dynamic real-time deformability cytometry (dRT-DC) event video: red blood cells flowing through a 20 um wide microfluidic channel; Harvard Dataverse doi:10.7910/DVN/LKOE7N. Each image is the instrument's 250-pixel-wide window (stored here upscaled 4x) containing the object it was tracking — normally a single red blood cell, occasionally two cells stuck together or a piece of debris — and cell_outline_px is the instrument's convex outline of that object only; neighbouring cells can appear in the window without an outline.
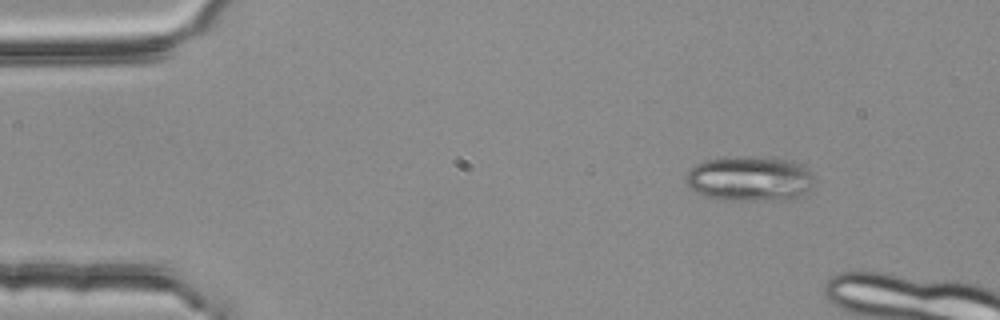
{"species": "common noctule bat (a hibernating species)", "species_latin": "Nyctalus noctula", "temperature_condition": "room temperature", "stored_images_in_passage": 3, "camera_frame_rate_fps": 3000, "um_per_image_px": 0.085, "animal": {"sex": "female", "body_mass_g": 25.1}, "frame": {"image": 1, "passage_image": 1, "time_ms": 0.0, "image_size_px": [1000, 320], "cell_outline_px": [[812, 184], [808, 192], [804, 196], [796, 200], [724, 200], [708, 196], [696, 192], [684, 180], [684, 176], [688, 168], [704, 160], [724, 156], [772, 156], [792, 160], [808, 168], [812, 172]], "centroid_in_image_um": [63.75, 15.16], "position_along_channel_um": 21.3, "area_um2": 34.8}}